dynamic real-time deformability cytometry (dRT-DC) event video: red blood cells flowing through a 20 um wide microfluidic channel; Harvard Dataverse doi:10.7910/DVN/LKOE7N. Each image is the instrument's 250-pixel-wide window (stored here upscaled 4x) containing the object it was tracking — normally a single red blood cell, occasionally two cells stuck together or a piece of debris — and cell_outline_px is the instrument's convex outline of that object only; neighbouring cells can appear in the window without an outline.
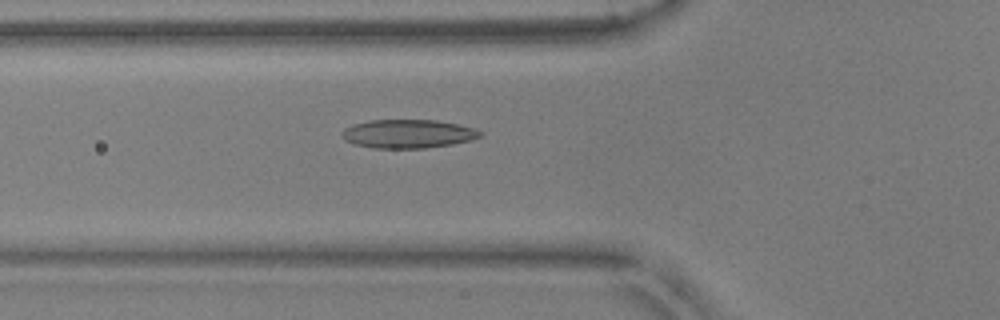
{"species": "common noctule bat (a hibernating species)", "species_latin": "Nyctalus noctula", "temperature_condition": "warm", "stored_images_in_passage": 48, "camera_frame_rate_fps": 3000, "um_per_image_px": 0.085, "animal": {"sex": "male", "body_mass_g": 17.9, "forearm_length_mm": 54.2}, "frame": {"image": 1, "passage_image": 19, "time_ms": 6.0, "image_size_px": [1000, 320], "cell_outline_px": [[480, 136], [472, 140], [452, 144], [424, 148], [372, 148], [356, 144], [344, 140], [340, 132], [344, 128], [352, 124], [368, 120], [436, 120], [476, 128], [480, 132]], "centroid_in_image_um": [34.64, 11.37], "position_along_channel_um": 91.2, "area_um2": 23.06}}
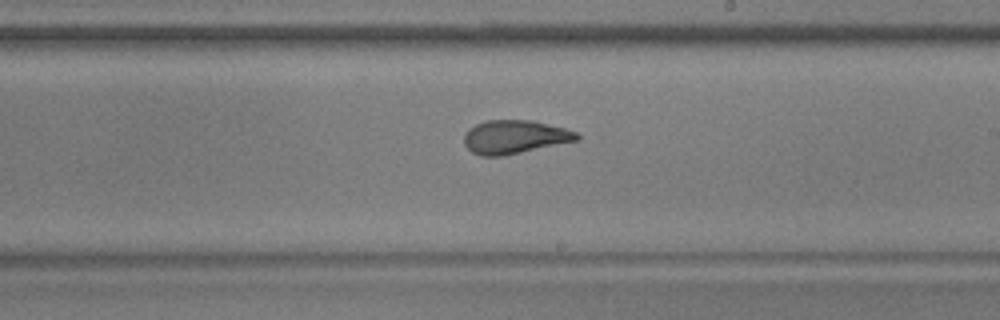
{"frame": {"image": 2, "passage_image": 31, "time_ms": 10.0, "image_size_px": [1000, 320], "cell_outline_px": [[580, 140], [500, 156], [480, 156], [472, 152], [464, 144], [464, 136], [468, 128], [476, 124], [488, 120], [532, 120], [564, 128], [576, 132], [580, 136]], "centroid_in_image_um": [43.74, 11.63], "position_along_channel_um": 245.3, "area_um2": 21.91}}
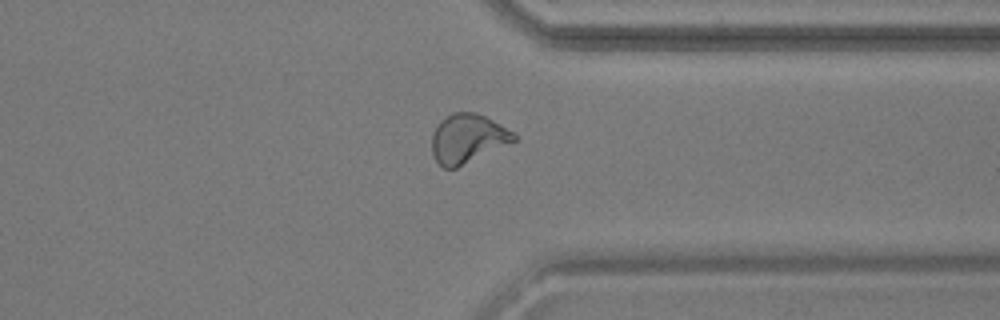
{"frame": {"image": 3, "passage_image": 41, "time_ms": 13.333, "image_size_px": [1000, 320], "cell_outline_px": [[516, 140], [456, 168], [444, 168], [436, 160], [432, 152], [432, 132], [440, 120], [452, 112], [476, 112], [500, 124], [512, 132], [516, 136]], "centroid_in_image_um": [39.71, 11.76], "position_along_channel_um": 371.7, "area_um2": 23.12}, "authors_computed_cell_mechanics": {"area_um2": 22.1085, "velocity_mm_per_s": 3.8431, "shape_relaxation_time_tau1_ms": 10.1403, "shape_relaxation_time_tau2_ms": 1.0574, "deformation_change_tau1": 0.2943, "deformation_change_tau2": 0.0659}}